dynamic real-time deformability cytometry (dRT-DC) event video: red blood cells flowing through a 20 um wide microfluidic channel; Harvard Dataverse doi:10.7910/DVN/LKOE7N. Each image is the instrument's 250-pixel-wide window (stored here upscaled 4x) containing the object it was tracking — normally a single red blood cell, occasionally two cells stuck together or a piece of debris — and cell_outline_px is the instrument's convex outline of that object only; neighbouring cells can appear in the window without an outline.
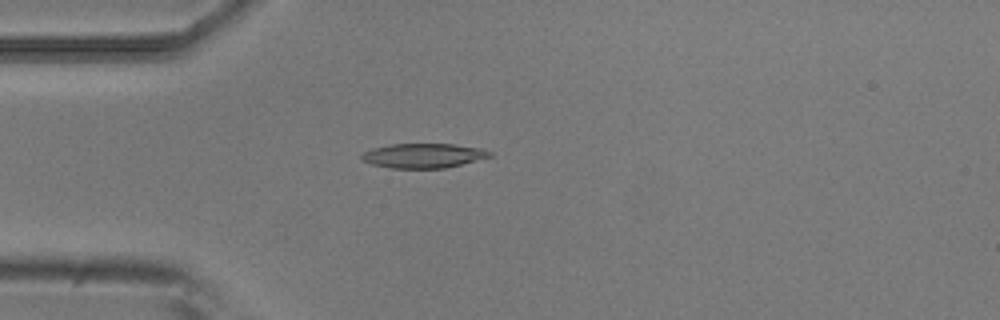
{"species": "common noctule bat (a hibernating species)", "species_latin": "Nyctalus noctula", "temperature_condition": "room temperature", "stored_images_in_passage": 4, "camera_frame_rate_fps": 3000, "um_per_image_px": 0.085, "animal": {"sex": "male", "body_mass_g": 20.5, "forearm_length_mm": 52.5}, "frame": {"image": 1, "passage_image": 4, "time_ms": 1.0, "image_size_px": [1000, 320], "cell_outline_px": [[492, 156], [444, 168], [388, 168], [372, 164], [360, 160], [360, 156], [364, 152], [372, 148], [388, 144], [452, 144], [484, 148], [492, 152]], "centroid_in_image_um": [35.96, 13.22], "position_along_channel_um": 49.0, "area_um2": 18.38}}